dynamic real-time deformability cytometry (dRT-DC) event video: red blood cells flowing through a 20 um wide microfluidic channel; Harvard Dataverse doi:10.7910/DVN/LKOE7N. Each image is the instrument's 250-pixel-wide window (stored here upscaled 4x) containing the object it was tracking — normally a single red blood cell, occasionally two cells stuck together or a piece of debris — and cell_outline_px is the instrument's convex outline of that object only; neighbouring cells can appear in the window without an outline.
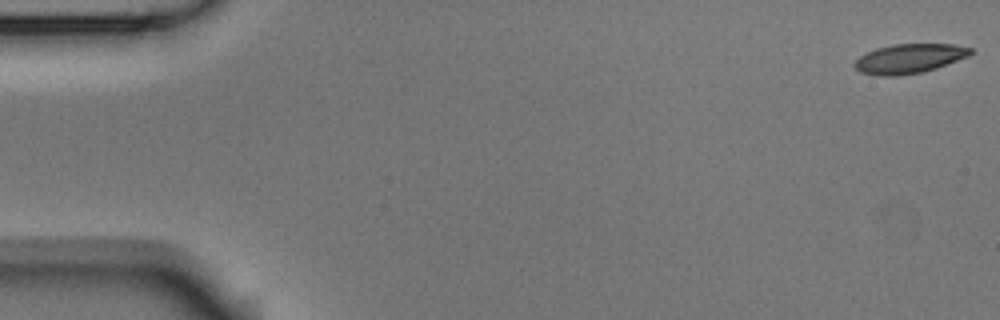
{"species": "Egyptian fruit bat (a non-hibernating species)", "species_latin": "Rousettus aegyptiacus", "temperature_condition": "room temperature", "stored_images_in_passage": 5, "camera_frame_rate_fps": 3000, "um_per_image_px": 0.085, "animal": {"sex": "male"}, "frame": {"image": 1, "passage_image": 1, "time_ms": 0.0, "image_size_px": [1000, 320], "cell_outline_px": [[976, 52], [968, 56], [936, 68], [924, 72], [900, 76], [876, 76], [860, 72], [852, 64], [860, 56], [876, 48], [892, 44], [956, 44], [972, 48]], "centroid_in_image_um": [77.3, 4.98], "position_along_channel_um": 7.7, "area_um2": 20.11}}
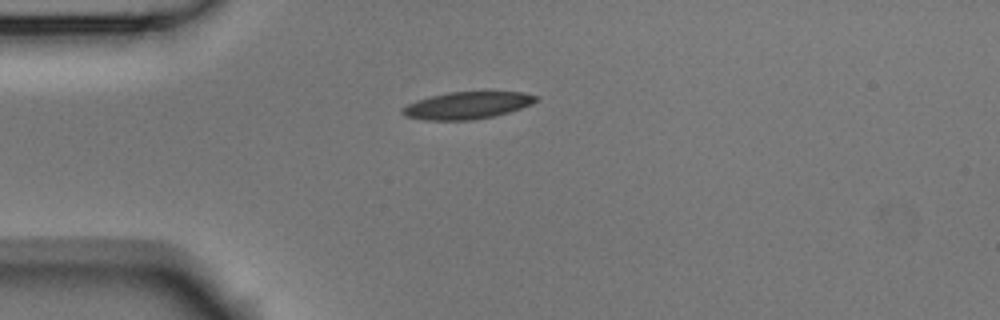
{"frame": {"image": 2, "passage_image": 5, "time_ms": 1.333, "image_size_px": [1000, 320], "cell_outline_px": [[540, 100], [532, 104], [508, 112], [492, 116], [468, 120], [424, 120], [404, 116], [400, 112], [400, 108], [416, 100], [432, 96], [452, 92], [524, 92], [540, 96]], "centroid_in_image_um": [39.71, 8.95], "position_along_channel_um": 45.3, "area_um2": 21.1}}